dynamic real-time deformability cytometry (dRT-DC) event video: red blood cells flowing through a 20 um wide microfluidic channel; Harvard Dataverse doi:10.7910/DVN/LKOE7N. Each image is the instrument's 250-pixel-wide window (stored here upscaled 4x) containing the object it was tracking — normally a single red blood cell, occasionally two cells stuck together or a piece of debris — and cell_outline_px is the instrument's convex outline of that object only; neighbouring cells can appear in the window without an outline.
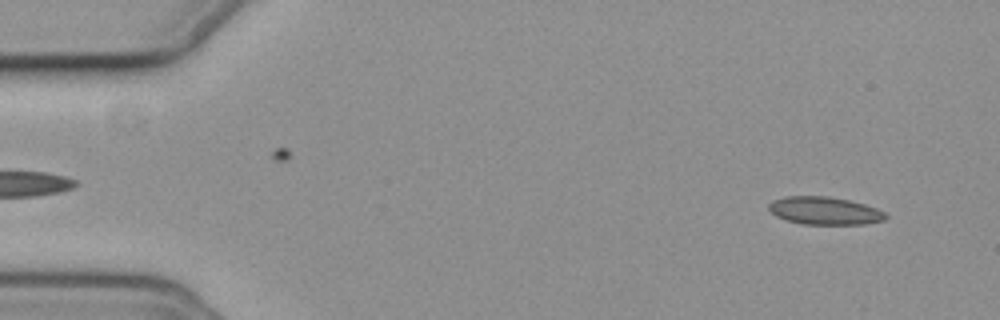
{"species": "common noctule bat (a hibernating species)", "species_latin": "Nyctalus noctula", "temperature_condition": "cold", "stored_images_in_passage": 56, "camera_frame_rate_fps": 3000, "um_per_image_px": 0.085, "animal": {"sex": "female", "body_mass_g": 19.3, "forearm_length_mm": 54.1}, "frame": {"image": 1, "passage_image": 4, "time_ms": 1.0, "image_size_px": [1000, 320], "cell_outline_px": [[888, 216], [884, 220], [864, 224], [804, 224], [784, 220], [776, 216], [768, 208], [768, 204], [772, 200], [784, 196], [828, 196], [848, 200], [864, 204], [876, 208], [884, 212]], "centroid_in_image_um": [70.06, 17.91], "position_along_channel_um": 14.9, "area_um2": 18.96}}
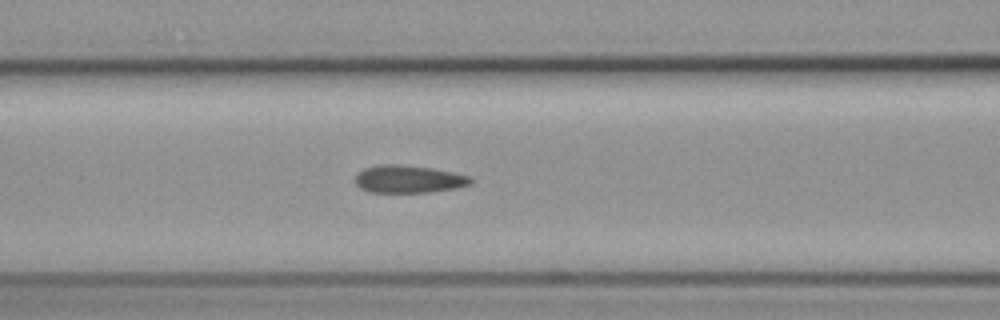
{"frame": {"image": 2, "passage_image": 23, "time_ms": 7.333, "image_size_px": [1000, 320], "cell_outline_px": [[472, 184], [456, 188], [428, 192], [368, 192], [360, 188], [356, 184], [356, 176], [364, 168], [380, 164], [400, 164], [432, 168], [472, 176]], "centroid_in_image_um": [34.75, 15.22], "position_along_channel_um": 131.8, "area_um2": 18.61}}
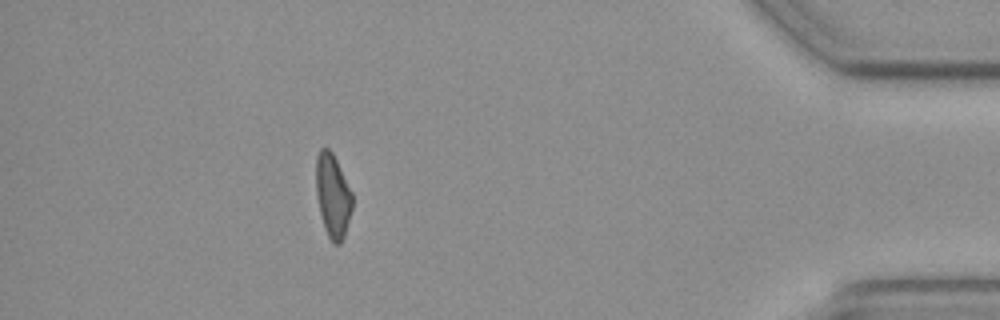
{"frame": {"image": 3, "passage_image": 50, "time_ms": 16.333, "image_size_px": [1000, 320], "cell_outline_px": [[352, 208], [344, 236], [340, 244], [332, 244], [324, 228], [320, 212], [316, 192], [316, 156], [320, 148], [328, 148], [332, 152], [352, 192]], "centroid_in_image_um": [28.28, 16.64], "position_along_channel_um": 406.9, "area_um2": 17.57}, "authors_computed_cell_mechanics": {"area_um2": 18.6116, "velocity_mm_per_s": 3.6723, "shape_relaxation_time_tau1_ms": null, "shape_relaxation_time_tau2_ms": 4.1463, "deformation_change_tau1": null, "deformation_change_tau2": 0.0831}}